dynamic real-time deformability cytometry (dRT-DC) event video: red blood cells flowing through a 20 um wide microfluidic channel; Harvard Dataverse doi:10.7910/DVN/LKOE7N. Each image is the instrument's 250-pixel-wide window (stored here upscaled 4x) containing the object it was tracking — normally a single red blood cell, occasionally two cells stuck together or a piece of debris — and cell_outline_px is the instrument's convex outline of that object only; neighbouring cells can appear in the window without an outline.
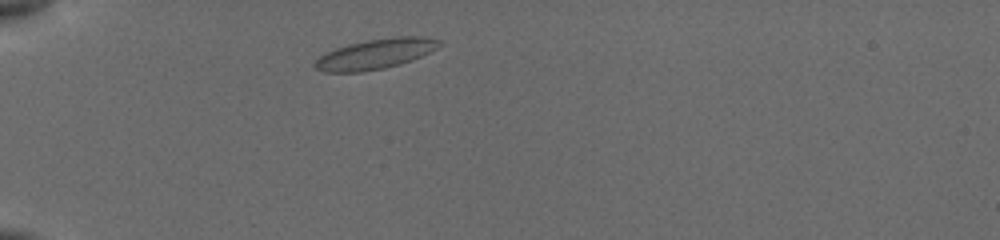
{"species": "common noctule bat (a hibernating species)", "species_latin": "Nyctalus noctula", "temperature_condition": "cold", "stored_images_in_passage": 6, "camera_frame_rate_fps": 3000, "um_per_image_px": 0.085, "animal": {"sex": "female", "body_mass_g": 19.5, "forearm_length_mm": 54.1}, "frame": {"image": 1, "passage_image": 1, "time_ms": 0.0, "image_size_px": [1000, 240], "cell_outline_px": [[444, 44], [412, 60], [400, 64], [384, 68], [360, 72], [324, 72], [316, 68], [312, 64], [324, 52], [348, 44], [368, 40], [392, 36], [428, 36], [440, 40]], "centroid_in_image_um": [31.92, 4.57], "position_along_channel_um": 53.1, "area_um2": 21.96}}
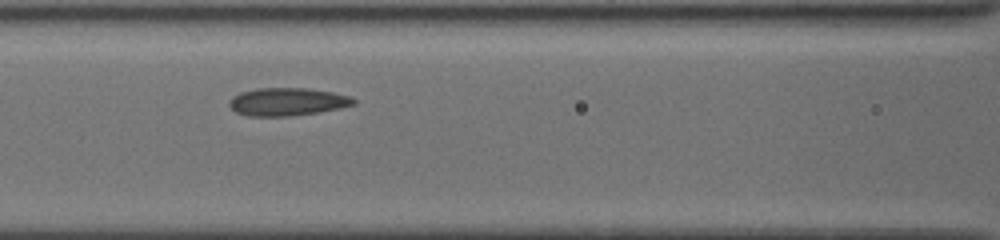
{"frame": {"image": 2, "passage_image": 5, "time_ms": 3.0, "image_size_px": [1000, 240], "cell_outline_px": [[356, 104], [340, 108], [320, 112], [288, 116], [248, 116], [236, 112], [228, 104], [228, 100], [232, 96], [240, 92], [256, 88], [308, 88], [332, 92], [352, 96], [356, 100]], "centroid_in_image_um": [24.42, 8.64], "position_along_channel_um": 142.2, "area_um2": 20.4}}
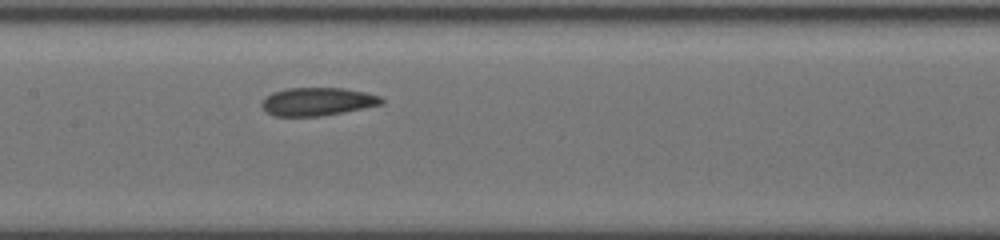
{"frame": {"image": 3, "passage_image": 6, "time_ms": 4.0, "image_size_px": [1000, 240], "cell_outline_px": [[384, 104], [344, 112], [320, 116], [272, 116], [260, 104], [272, 92], [288, 88], [344, 88], [364, 92], [380, 96], [384, 100]], "centroid_in_image_um": [27.01, 8.64], "position_along_channel_um": 180.4, "area_um2": 19.54}}